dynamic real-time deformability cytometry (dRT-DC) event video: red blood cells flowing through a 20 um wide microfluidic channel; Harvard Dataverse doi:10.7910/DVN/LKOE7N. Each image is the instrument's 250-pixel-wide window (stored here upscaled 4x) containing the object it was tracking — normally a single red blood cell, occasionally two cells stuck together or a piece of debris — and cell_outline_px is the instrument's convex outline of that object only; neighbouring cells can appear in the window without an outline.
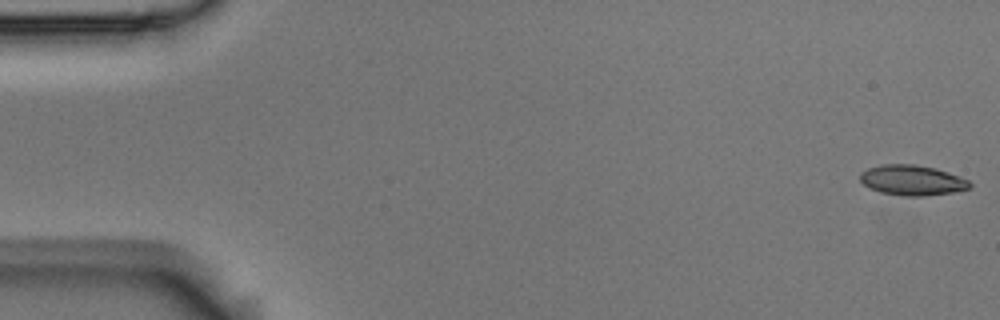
{"species": "Egyptian fruit bat (a non-hibernating species)", "species_latin": "Rousettus aegyptiacus", "temperature_condition": "room temperature", "stored_images_in_passage": 5, "camera_frame_rate_fps": 3000, "um_per_image_px": 0.085, "animal": {"sex": "male"}, "frame": {"image": 1, "passage_image": 1, "time_ms": 0.0, "image_size_px": [1000, 320], "cell_outline_px": [[972, 188], [952, 192], [920, 196], [908, 196], [880, 192], [864, 184], [860, 180], [860, 172], [868, 168], [880, 164], [916, 164], [936, 168], [948, 172], [968, 180], [972, 184]], "centroid_in_image_um": [77.54, 15.3], "position_along_channel_um": 7.5, "area_um2": 19.25}}
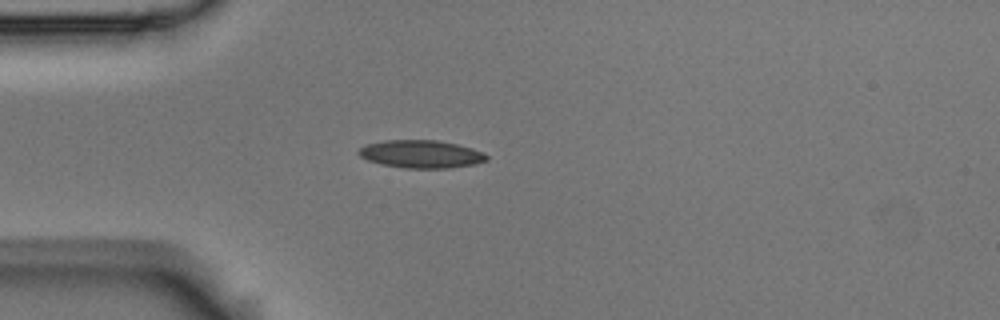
{"frame": {"image": 2, "passage_image": 4, "time_ms": 1.0, "image_size_px": [1000, 320], "cell_outline_px": [[488, 160], [476, 164], [448, 168], [404, 168], [380, 164], [368, 160], [360, 156], [356, 152], [364, 144], [384, 140], [436, 140], [456, 144], [472, 148], [484, 152], [488, 156]], "centroid_in_image_um": [35.78, 13.09], "position_along_channel_um": 49.2, "area_um2": 20.92}}